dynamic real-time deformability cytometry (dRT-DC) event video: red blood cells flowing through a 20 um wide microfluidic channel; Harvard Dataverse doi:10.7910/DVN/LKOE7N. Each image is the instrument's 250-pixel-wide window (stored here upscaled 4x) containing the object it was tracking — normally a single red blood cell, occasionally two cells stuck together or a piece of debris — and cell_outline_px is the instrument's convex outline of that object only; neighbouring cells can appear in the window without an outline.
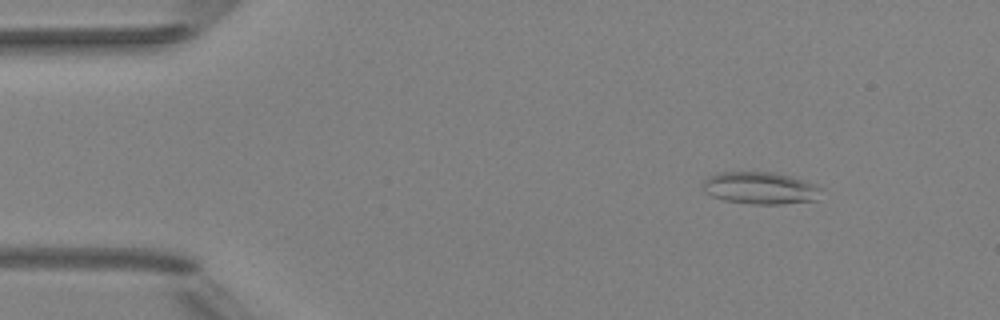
{"species": "Egyptian fruit bat (a non-hibernating species)", "species_latin": "Rousettus aegyptiacus", "temperature_condition": "room temperature", "stored_images_in_passage": 6, "camera_frame_rate_fps": 3000, "um_per_image_px": 0.085, "animal": {"sex": "female"}, "frame": {"image": 1, "passage_image": 2, "time_ms": 1.333, "image_size_px": [1000, 320], "cell_outline_px": [[824, 188], [816, 200], [780, 204], [752, 204], [724, 200], [712, 196], [704, 192], [704, 180], [708, 176], [720, 172], [776, 172], [816, 184]], "centroid_in_image_um": [64.64, 15.98], "position_along_channel_um": 20.4, "area_um2": 22.25}}
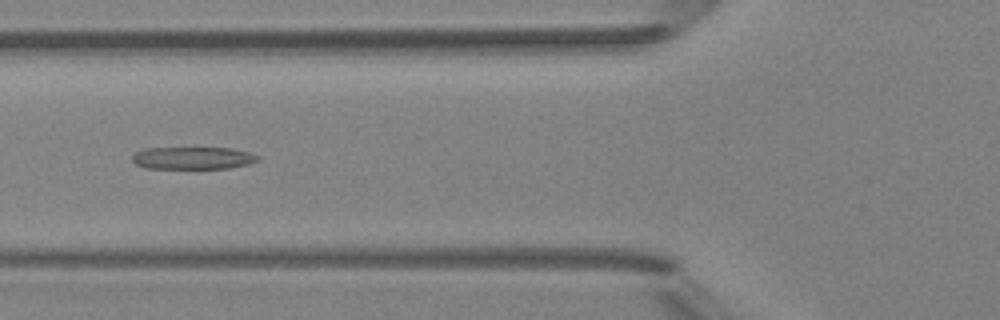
{"frame": {"image": 2, "passage_image": 6, "time_ms": 5.667, "image_size_px": [1000, 320], "cell_outline_px": [[260, 160], [248, 164], [228, 168], [144, 168], [136, 164], [132, 160], [132, 156], [136, 152], [144, 148], [232, 148], [248, 152], [260, 156]], "centroid_in_image_um": [16.4, 13.43], "position_along_channel_um": 109.4, "area_um2": 16.36}}